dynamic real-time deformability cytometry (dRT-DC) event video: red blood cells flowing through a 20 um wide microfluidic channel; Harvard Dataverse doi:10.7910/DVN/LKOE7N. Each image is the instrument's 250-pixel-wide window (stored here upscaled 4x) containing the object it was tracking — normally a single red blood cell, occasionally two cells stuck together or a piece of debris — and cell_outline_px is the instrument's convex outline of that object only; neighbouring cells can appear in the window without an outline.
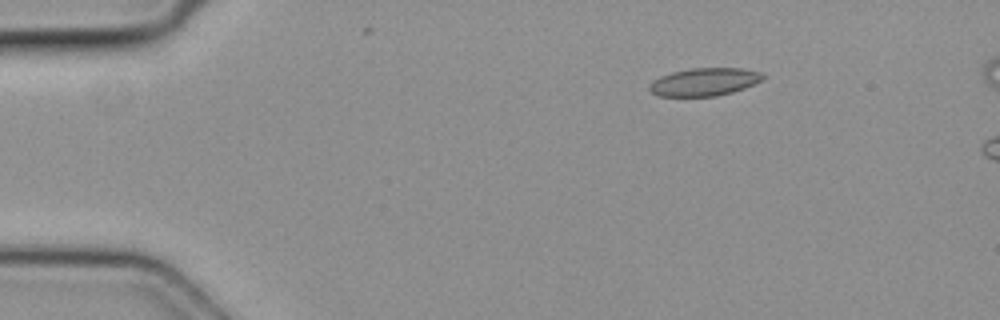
{"species": "common noctule bat (a hibernating species)", "species_latin": "Nyctalus noctula", "temperature_condition": "cold", "stored_images_in_passage": 5, "camera_frame_rate_fps": 3000, "um_per_image_px": 0.085, "animal": {"sex": "female", "body_mass_g": 19.3, "forearm_length_mm": 54.1}, "frame": {"image": 1, "passage_image": 5, "time_ms": 1.333, "image_size_px": [1000, 320], "cell_outline_px": [[764, 80], [744, 88], [732, 92], [716, 96], [660, 96], [652, 92], [648, 88], [648, 84], [652, 80], [660, 76], [672, 72], [692, 68], [740, 68], [760, 72], [764, 76]], "centroid_in_image_um": [59.85, 6.96], "position_along_channel_um": 25.1, "area_um2": 18.44}}